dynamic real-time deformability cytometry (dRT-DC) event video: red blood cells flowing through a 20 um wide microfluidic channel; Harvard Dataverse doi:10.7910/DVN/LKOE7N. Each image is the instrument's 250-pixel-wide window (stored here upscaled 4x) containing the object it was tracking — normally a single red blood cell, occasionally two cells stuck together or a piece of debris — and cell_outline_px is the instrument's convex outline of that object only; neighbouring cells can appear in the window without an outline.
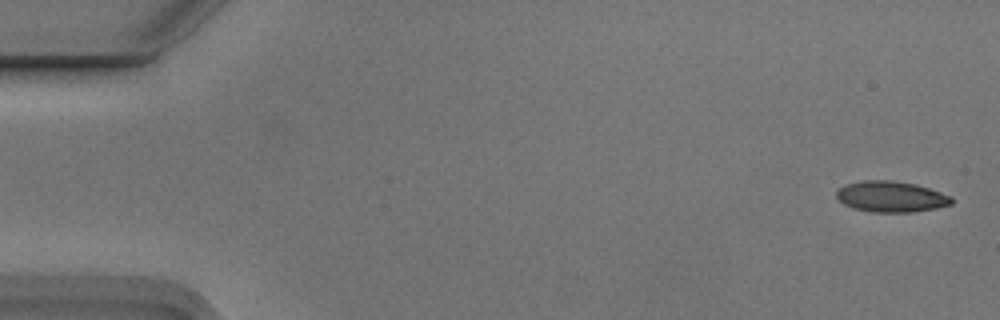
{"species": "Egyptian fruit bat (a non-hibernating species)", "species_latin": "Rousettus aegyptiacus", "temperature_condition": "cold", "stored_images_in_passage": 6, "camera_frame_rate_fps": 3000, "um_per_image_px": 0.085, "animal": {"sex": "male"}, "frame": {"image": 1, "passage_image": 1, "time_ms": 0.0, "image_size_px": [1000, 320], "cell_outline_px": [[952, 204], [936, 208], [912, 212], [872, 212], [852, 208], [844, 204], [836, 196], [836, 192], [844, 184], [864, 180], [892, 180], [916, 184], [952, 196]], "centroid_in_image_um": [75.73, 16.71], "position_along_channel_um": 9.3, "area_um2": 20.75}}